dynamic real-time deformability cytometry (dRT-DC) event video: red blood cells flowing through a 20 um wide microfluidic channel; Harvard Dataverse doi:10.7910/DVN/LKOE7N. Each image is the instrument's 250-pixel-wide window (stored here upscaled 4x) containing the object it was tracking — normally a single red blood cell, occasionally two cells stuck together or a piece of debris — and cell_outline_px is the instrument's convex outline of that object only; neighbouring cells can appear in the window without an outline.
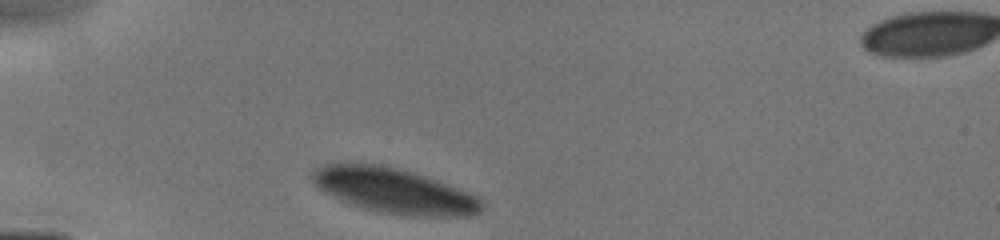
{"species": "human", "species_latin": "Homo sapiens", "temperature_condition": "cold", "stored_images_in_passage": 19, "camera_frame_rate_fps": 3000, "um_per_image_px": 0.085, "donor": {"sex": "male"}, "frame": {"image": 1, "passage_image": 1, "time_ms": 0.0, "image_size_px": [1000, 240], "cell_outline_px": [[484, 212], [476, 216], [404, 216], [380, 212], [348, 204], [316, 188], [312, 180], [312, 172], [332, 160], [376, 164], [396, 168], [412, 172], [436, 180], [468, 192], [484, 200]], "centroid_in_image_um": [33.48, 16.21], "position_along_channel_um": 51.5, "area_um2": 45.26}}
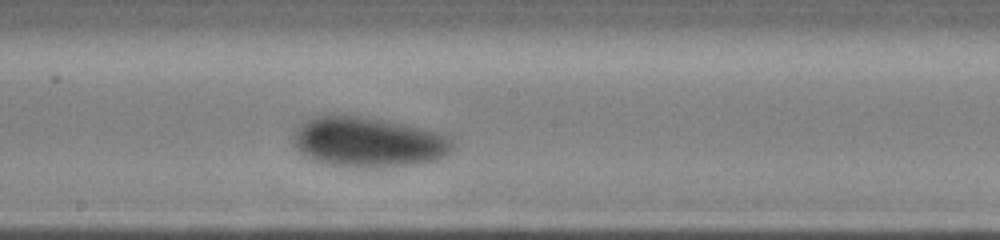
{"frame": {"image": 2, "passage_image": 7, "time_ms": 4.333, "image_size_px": [1000, 240], "cell_outline_px": [[452, 152], [448, 156], [436, 160], [388, 168], [348, 168], [328, 164], [312, 160], [300, 152], [296, 148], [292, 132], [304, 120], [312, 116], [332, 112], [336, 112], [388, 120], [440, 132], [448, 136], [452, 140]], "centroid_in_image_um": [31.27, 12.06], "position_along_channel_um": 216.9, "area_um2": 48.09}}
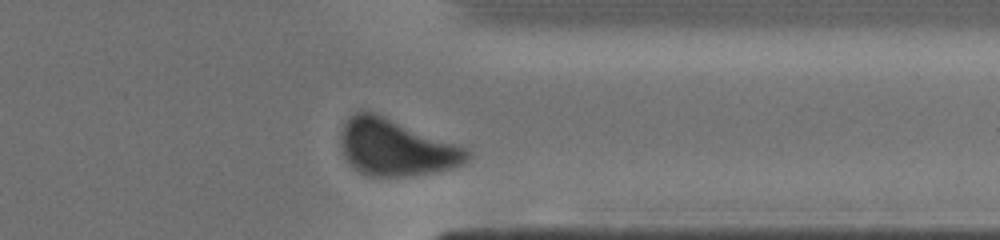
{"frame": {"image": 3, "passage_image": 17, "time_ms": 8.0, "image_size_px": [1000, 240], "cell_outline_px": [[472, 156], [464, 164], [452, 168], [412, 176], [372, 176], [360, 172], [344, 156], [340, 144], [340, 132], [344, 124], [356, 112], [372, 112], [468, 148], [472, 152]], "centroid_in_image_um": [33.7, 12.56], "position_along_channel_um": 377.7, "area_um2": 41.21}}